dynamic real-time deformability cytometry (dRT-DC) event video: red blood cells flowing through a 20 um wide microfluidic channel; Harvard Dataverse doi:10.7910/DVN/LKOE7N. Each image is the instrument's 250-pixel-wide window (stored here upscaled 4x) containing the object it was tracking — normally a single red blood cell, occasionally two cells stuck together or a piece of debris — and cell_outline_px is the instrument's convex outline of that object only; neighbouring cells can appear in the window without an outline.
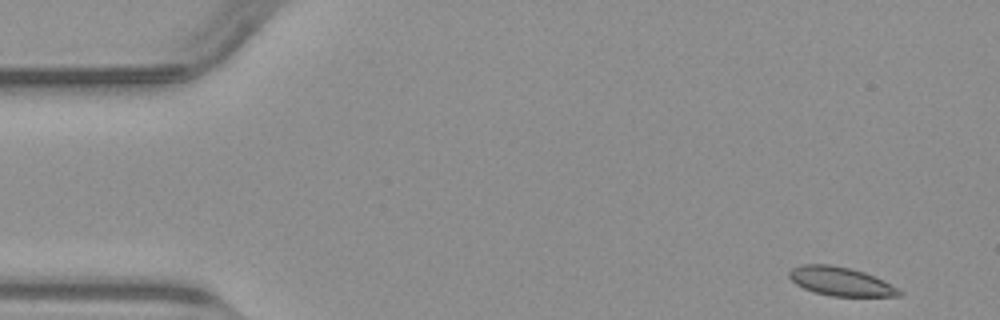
{"species": "common noctule bat (a hibernating species)", "species_latin": "Nyctalus noctula", "temperature_condition": "warm", "stored_images_in_passage": 48, "camera_frame_rate_fps": 3000, "um_per_image_px": 0.085, "animal": {"sex": "male", "body_mass_g": 23.1, "forearm_length_mm": 52.7}, "frame": {"image": 1, "passage_image": 1, "time_ms": 0.0, "image_size_px": [1000, 320], "cell_outline_px": [[904, 292], [900, 296], [832, 296], [816, 292], [804, 288], [796, 284], [788, 276], [788, 272], [792, 268], [800, 264], [828, 264], [852, 268], [864, 272]], "centroid_in_image_um": [71.4, 23.91], "position_along_channel_um": 13.6, "area_um2": 18.15}}
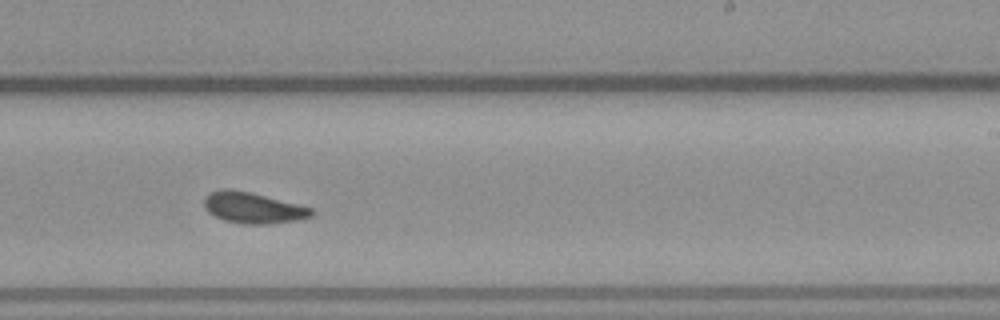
{"frame": {"image": 2, "passage_image": 28, "time_ms": 9.0, "image_size_px": [1000, 320], "cell_outline_px": [[316, 212], [312, 216], [300, 220], [268, 224], [244, 224], [224, 220], [208, 212], [204, 204], [204, 196], [208, 192], [220, 188], [228, 188], [248, 192], [312, 208]], "centroid_in_image_um": [21.49, 17.66], "position_along_channel_um": 267.5, "area_um2": 19.36}}
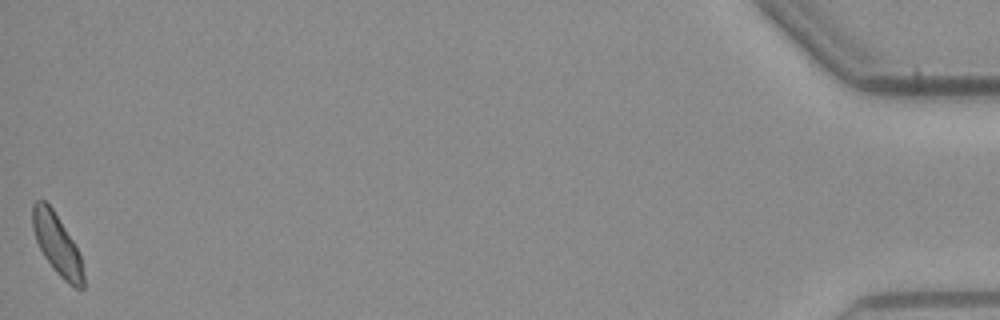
{"frame": {"image": 3, "passage_image": 48, "time_ms": 15.667, "image_size_px": [1000, 320], "cell_outline_px": [[84, 288], [76, 288], [68, 284], [56, 272], [44, 256], [36, 240], [32, 228], [32, 204], [36, 200], [44, 200], [52, 208], [72, 240], [80, 256], [84, 276]], "centroid_in_image_um": [4.83, 20.77], "position_along_channel_um": 430.4, "area_um2": 17.69}}